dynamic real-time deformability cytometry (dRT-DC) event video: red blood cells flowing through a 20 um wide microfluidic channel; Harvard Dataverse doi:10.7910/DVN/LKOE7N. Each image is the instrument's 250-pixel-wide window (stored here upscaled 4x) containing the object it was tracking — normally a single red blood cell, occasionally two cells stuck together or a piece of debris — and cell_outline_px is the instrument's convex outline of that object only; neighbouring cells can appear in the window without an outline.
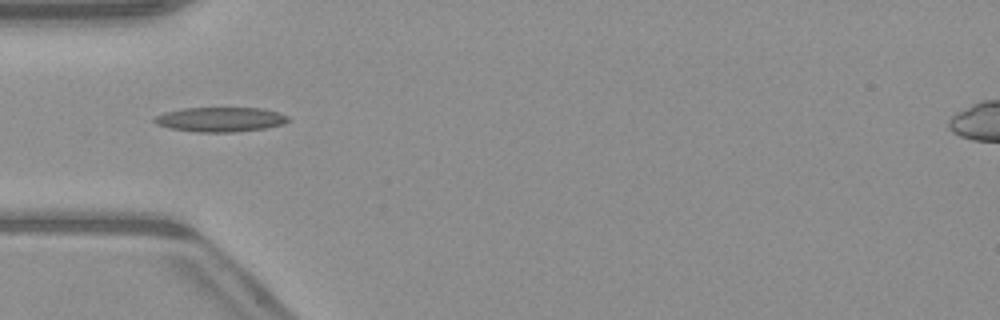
{"species": "common noctule bat (a hibernating species)", "species_latin": "Nyctalus noctula", "temperature_condition": "warm", "stored_images_in_passage": 3, "camera_frame_rate_fps": 3000, "um_per_image_px": 0.085, "animal": {"sex": "male", "body_mass_g": 23.1, "forearm_length_mm": 52.7}, "frame": {"image": 1, "passage_image": 3, "time_ms": 3.0, "image_size_px": [1000, 320], "cell_outline_px": [[288, 120], [284, 124], [264, 128], [236, 132], [196, 132], [168, 128], [156, 124], [152, 120], [156, 116], [164, 112], [184, 108], [264, 108], [288, 116]], "centroid_in_image_um": [18.69, 10.15], "position_along_channel_um": 66.3, "area_um2": 19.19}}